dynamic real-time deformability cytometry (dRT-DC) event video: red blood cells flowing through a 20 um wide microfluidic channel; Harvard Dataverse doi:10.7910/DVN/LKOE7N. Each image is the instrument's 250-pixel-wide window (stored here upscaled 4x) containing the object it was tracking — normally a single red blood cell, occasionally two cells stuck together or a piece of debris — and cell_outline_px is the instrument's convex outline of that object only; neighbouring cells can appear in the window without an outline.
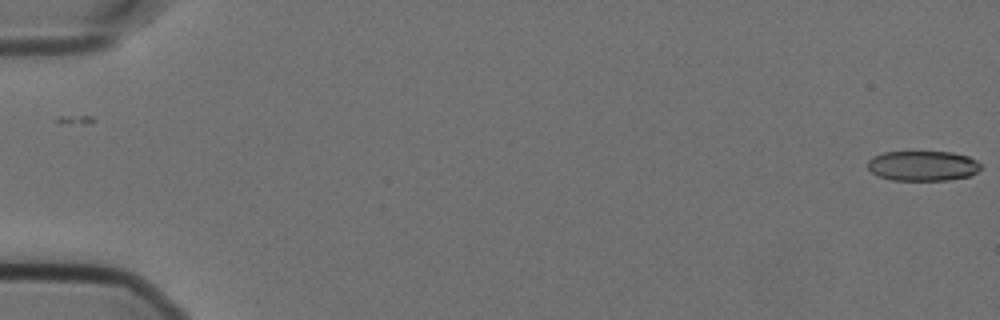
{"species": "Egyptian fruit bat (a non-hibernating species)", "species_latin": "Rousettus aegyptiacus", "temperature_condition": "cold", "stored_images_in_passage": 58, "camera_frame_rate_fps": 3000, "um_per_image_px": 0.085, "animal": {"sex": "female"}, "frame": {"image": 1, "passage_image": 1, "time_ms": 0.0, "image_size_px": [1000, 320], "cell_outline_px": [[980, 168], [976, 172], [968, 176], [948, 180], [892, 180], [876, 176], [868, 168], [868, 160], [872, 156], [884, 152], [952, 152], [968, 156], [976, 160], [980, 164]], "centroid_in_image_um": [78.4, 14.09], "position_along_channel_um": 6.6, "area_um2": 19.83}}
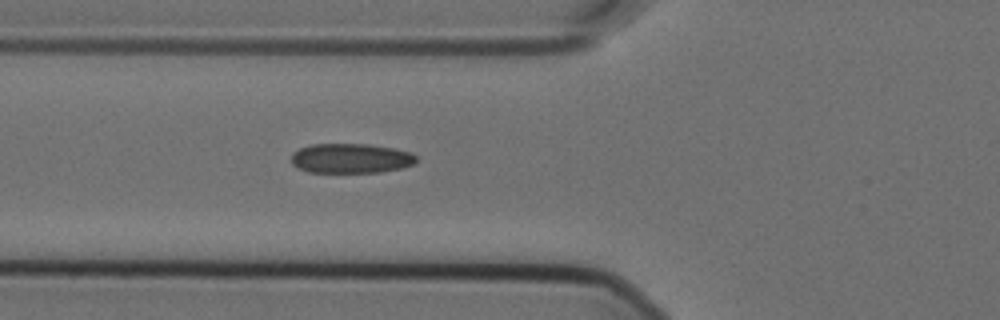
{"frame": {"image": 2, "passage_image": 22, "time_ms": 7.0, "image_size_px": [1000, 320], "cell_outline_px": [[416, 160], [412, 164], [400, 168], [380, 172], [308, 172], [296, 168], [292, 164], [292, 152], [300, 148], [312, 144], [368, 144], [392, 148], [412, 152], [416, 156]], "centroid_in_image_um": [29.78, 13.46], "position_along_channel_um": 96.0, "area_um2": 21.62}}
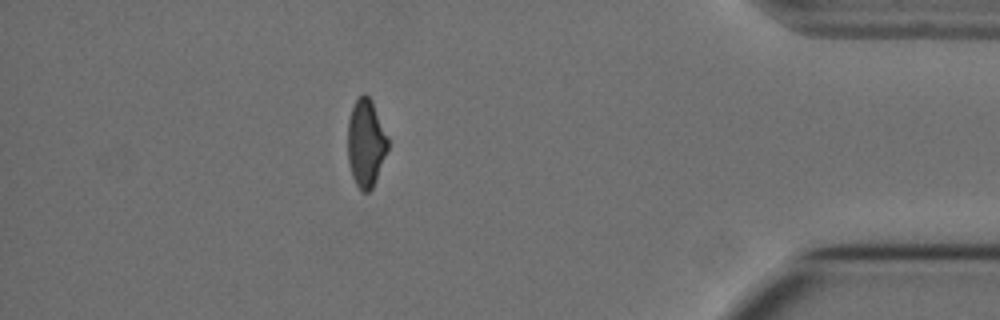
{"frame": {"image": 3, "passage_image": 51, "time_ms": 16.667, "image_size_px": [1000, 320], "cell_outline_px": [[388, 148], [376, 180], [372, 188], [368, 192], [360, 192], [352, 176], [348, 160], [348, 120], [352, 108], [356, 100], [364, 92], [372, 100], [388, 140]], "centroid_in_image_um": [31.09, 12.18], "position_along_channel_um": 404.1, "area_um2": 20.35}, "authors_computed_cell_mechanics": {"area_um2": 21.7039, "velocity_mm_per_s": 3.5927, "shape_relaxation_time_tau1_ms": null, "shape_relaxation_time_tau2_ms": 1.7049, "deformation_change_tau1": null, "deformation_change_tau2": 0.0748}}